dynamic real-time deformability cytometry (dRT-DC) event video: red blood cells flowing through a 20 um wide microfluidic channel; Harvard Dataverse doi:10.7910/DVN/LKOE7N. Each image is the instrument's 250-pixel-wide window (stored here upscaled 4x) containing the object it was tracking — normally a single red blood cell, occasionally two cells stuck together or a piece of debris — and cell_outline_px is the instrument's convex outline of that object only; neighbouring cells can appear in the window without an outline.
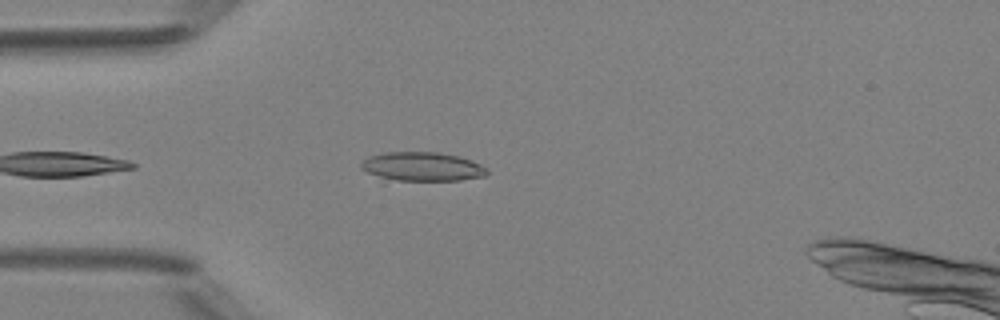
{"species": "Egyptian fruit bat (a non-hibernating species)", "species_latin": "Rousettus aegyptiacus", "temperature_condition": "room temperature", "stored_images_in_passage": 31, "camera_frame_rate_fps": 3000, "um_per_image_px": 0.085, "animal": {"sex": "female"}, "frame": {"image": 1, "passage_image": 1, "time_ms": 0.0, "image_size_px": [1000, 320], "cell_outline_px": [[488, 172], [484, 176], [460, 180], [396, 180], [380, 176], [368, 172], [360, 168], [360, 164], [368, 156], [384, 152], [440, 152], [460, 156], [472, 160], [488, 168]], "centroid_in_image_um": [35.93, 14.14], "position_along_channel_um": 49.1, "area_um2": 21.15}}
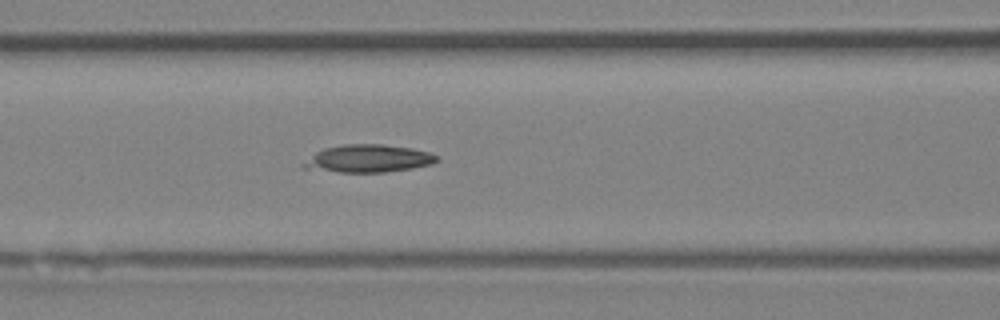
{"frame": {"image": 2, "passage_image": 8, "time_ms": 2.333, "image_size_px": [1000, 320], "cell_outline_px": [[440, 160], [432, 164], [412, 168], [384, 172], [340, 172], [300, 168], [300, 164], [316, 152], [324, 148], [344, 144], [384, 144], [412, 148], [428, 152], [436, 156]], "centroid_in_image_um": [31.27, 13.48], "position_along_channel_um": 135.3, "area_um2": 21.56}}
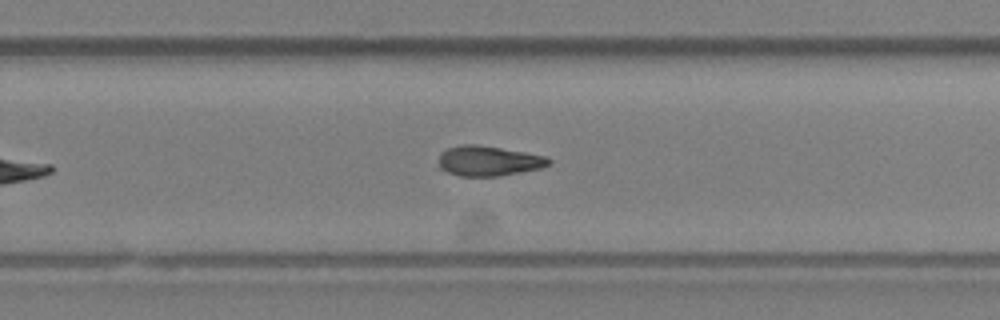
{"frame": {"image": 3, "passage_image": 19, "time_ms": 6.0, "image_size_px": [1000, 320], "cell_outline_px": [[552, 160], [548, 164], [540, 168], [500, 176], [460, 176], [448, 172], [440, 168], [440, 152], [448, 148], [460, 144], [476, 144], [548, 156]], "centroid_in_image_um": [41.53, 13.67], "position_along_channel_um": 288.3, "area_um2": 19.19}}